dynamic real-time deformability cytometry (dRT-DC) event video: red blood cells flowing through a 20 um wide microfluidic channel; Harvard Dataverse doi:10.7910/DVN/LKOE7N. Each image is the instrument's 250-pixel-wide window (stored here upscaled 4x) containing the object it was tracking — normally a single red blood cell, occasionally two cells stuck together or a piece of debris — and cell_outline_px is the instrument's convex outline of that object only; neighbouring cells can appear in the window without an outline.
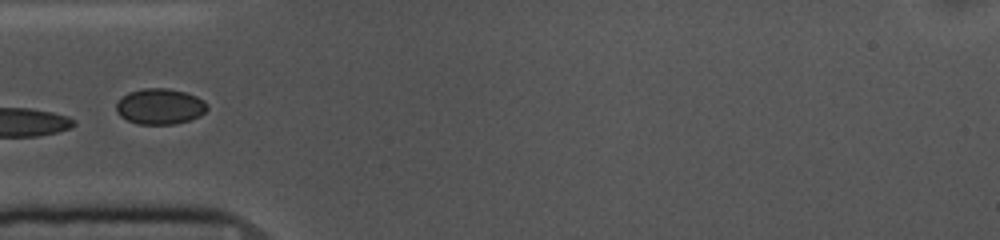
{"species": "common noctule bat (a hibernating species)", "species_latin": "Nyctalus noctula", "temperature_condition": "cold", "stored_images_in_passage": 14, "camera_frame_rate_fps": 3000, "um_per_image_px": 0.085, "animal": {"sex": "female", "body_mass_g": 10.0, "forearm_length_mm": 53.1}, "frame": {"image": 1, "passage_image": 1, "time_ms": 0.0, "image_size_px": [1000, 240], "cell_outline_px": [[208, 108], [200, 116], [176, 124], [136, 124], [120, 116], [116, 112], [116, 104], [128, 92], [144, 88], [168, 88], [184, 92], [196, 96], [204, 100], [208, 104]], "centroid_in_image_um": [13.6, 9.05], "position_along_channel_um": 71.4, "area_um2": 18.96}}